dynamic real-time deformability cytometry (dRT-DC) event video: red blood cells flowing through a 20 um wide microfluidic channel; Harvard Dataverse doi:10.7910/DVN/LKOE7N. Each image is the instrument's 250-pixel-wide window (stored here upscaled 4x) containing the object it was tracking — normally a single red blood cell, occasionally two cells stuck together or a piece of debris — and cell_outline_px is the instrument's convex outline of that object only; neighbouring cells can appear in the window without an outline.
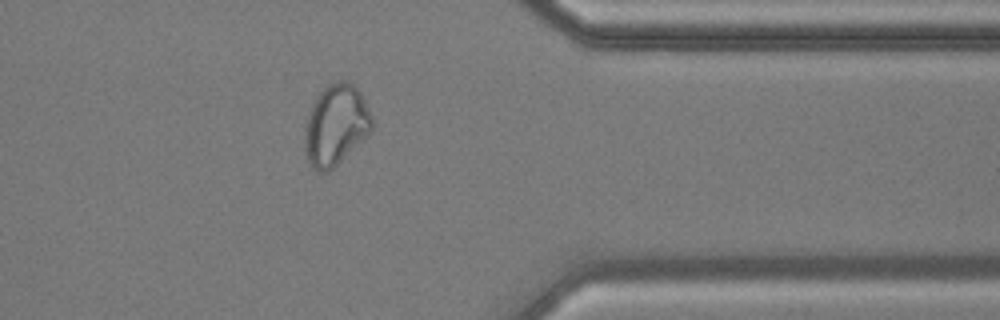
{"species": "common noctule bat (a hibernating species)", "species_latin": "Nyctalus noctula", "temperature_condition": "cold", "stored_images_in_passage": 52, "camera_frame_rate_fps": 3000, "um_per_image_px": 0.085, "animal": {"sex": "male", "body_mass_g": 17.9, "forearm_length_mm": 54.2}, "frame": {"image": 1, "passage_image": 44, "time_ms": 14.333, "image_size_px": [1000, 320], "cell_outline_px": [[372, 128], [328, 172], [320, 172], [312, 168], [308, 160], [304, 144], [304, 128], [308, 112], [312, 104], [320, 92], [328, 84], [336, 80], [348, 80], [360, 92], [372, 116]], "centroid_in_image_um": [28.49, 10.58], "position_along_channel_um": 382.9, "area_um2": 31.1}}